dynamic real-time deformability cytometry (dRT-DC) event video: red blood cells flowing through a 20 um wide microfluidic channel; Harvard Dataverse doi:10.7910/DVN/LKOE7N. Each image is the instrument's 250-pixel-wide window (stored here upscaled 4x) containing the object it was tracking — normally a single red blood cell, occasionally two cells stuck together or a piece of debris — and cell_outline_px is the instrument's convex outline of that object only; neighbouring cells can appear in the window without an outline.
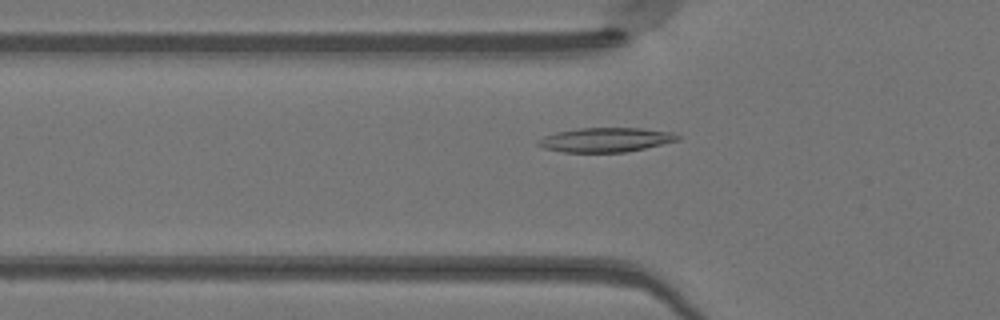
{"species": "Egyptian fruit bat (a non-hibernating species)", "species_latin": "Rousettus aegyptiacus", "temperature_condition": "warm", "stored_images_in_passage": 44, "camera_frame_rate_fps": 3000, "um_per_image_px": 0.085, "animal": {"sex": "female"}, "frame": {"image": 1, "passage_image": 11, "time_ms": 3.333, "image_size_px": [1000, 320], "cell_outline_px": [[680, 140], [644, 148], [624, 152], [564, 152], [544, 148], [536, 144], [536, 140], [544, 136], [556, 132], [580, 128], [644, 128], [672, 132], [680, 136]], "centroid_in_image_um": [51.48, 11.88], "position_along_channel_um": 74.3, "area_um2": 19.77}}
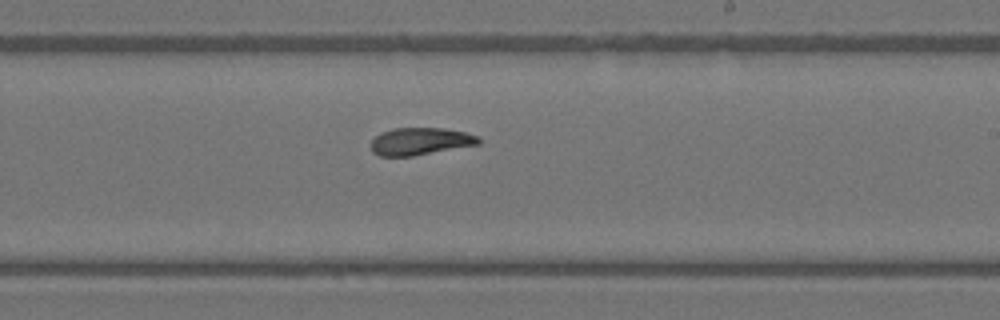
{"frame": {"image": 2, "passage_image": 24, "time_ms": 7.667, "image_size_px": [1000, 320], "cell_outline_px": [[480, 144], [412, 156], [380, 156], [372, 152], [368, 144], [380, 132], [392, 128], [444, 128], [464, 132], [480, 136]], "centroid_in_image_um": [35.69, 12.01], "position_along_channel_um": 253.3, "area_um2": 17.34}}
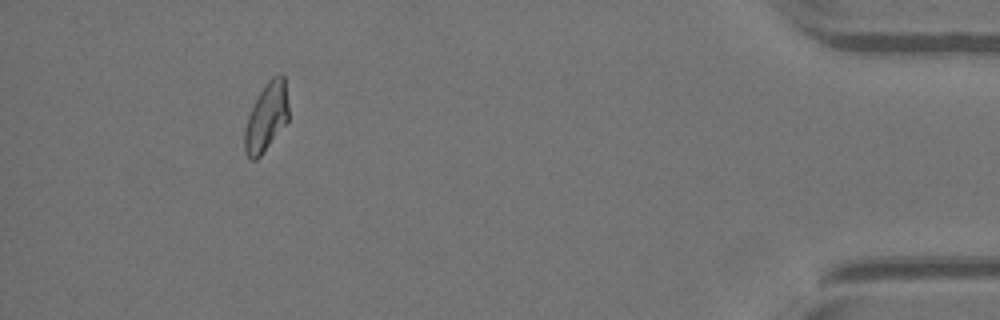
{"frame": {"image": 3, "passage_image": 40, "time_ms": 13.0, "image_size_px": [1000, 320], "cell_outline_px": [[288, 120], [260, 156], [256, 160], [252, 160], [244, 152], [244, 128], [248, 116], [260, 92], [268, 80], [272, 76], [280, 72], [284, 76], [288, 104]], "centroid_in_image_um": [22.64, 9.94], "position_along_channel_um": 412.6, "area_um2": 17.34}, "authors_computed_cell_mechanics": {"area_um2": 17.8602, "velocity_mm_per_s": 4.1291, "shape_relaxation_time_tau1_ms": 6.417, "shape_relaxation_time_tau2_ms": 2.6831, "deformation_change_tau1": 0.1888, "deformation_change_tau2": 0.0945}}